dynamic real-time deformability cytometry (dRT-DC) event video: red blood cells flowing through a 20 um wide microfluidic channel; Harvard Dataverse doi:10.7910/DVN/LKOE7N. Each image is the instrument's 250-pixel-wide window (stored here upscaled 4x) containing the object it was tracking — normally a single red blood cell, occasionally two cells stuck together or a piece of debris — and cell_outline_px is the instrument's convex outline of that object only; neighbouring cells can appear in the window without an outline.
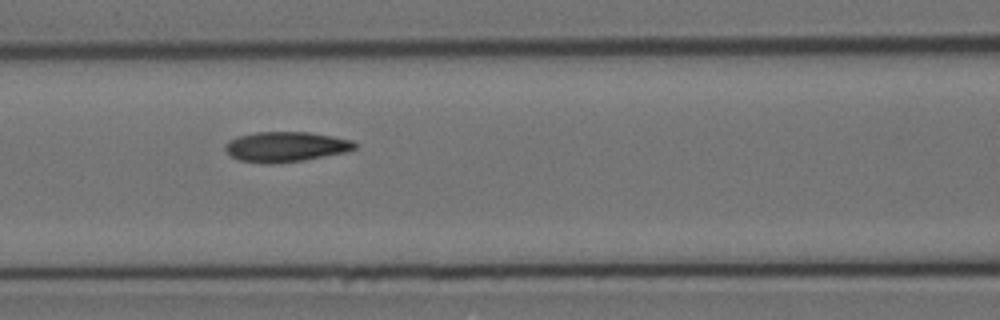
{"species": "Egyptian fruit bat (a non-hibernating species)", "species_latin": "Rousettus aegyptiacus", "temperature_condition": "cold", "stored_images_in_passage": 5, "camera_frame_rate_fps": 3000, "um_per_image_px": 0.085, "animal": {"sex": "female"}, "frame": {"image": 1, "passage_image": 4, "time_ms": 3.667, "image_size_px": [1000, 320], "cell_outline_px": [[356, 148], [348, 152], [304, 160], [272, 164], [260, 164], [240, 160], [232, 156], [224, 148], [224, 144], [228, 140], [236, 136], [256, 132], [308, 132], [332, 136], [352, 140], [356, 144]], "centroid_in_image_um": [24.27, 12.48], "position_along_channel_um": 142.3, "area_um2": 22.95}}
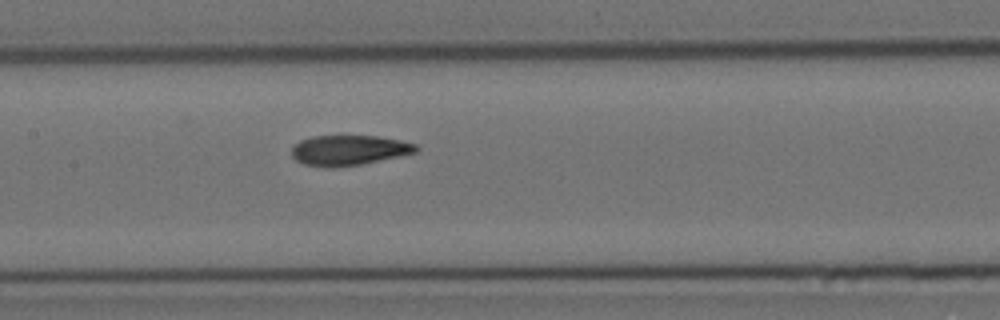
{"frame": {"image": 2, "passage_image": 5, "time_ms": 4.667, "image_size_px": [1000, 320], "cell_outline_px": [[420, 148], [416, 152], [400, 156], [360, 164], [304, 164], [296, 160], [292, 156], [292, 148], [300, 140], [312, 136], [376, 136], [400, 140], [416, 144]], "centroid_in_image_um": [29.72, 12.72], "position_along_channel_um": 177.7, "area_um2": 20.92}}